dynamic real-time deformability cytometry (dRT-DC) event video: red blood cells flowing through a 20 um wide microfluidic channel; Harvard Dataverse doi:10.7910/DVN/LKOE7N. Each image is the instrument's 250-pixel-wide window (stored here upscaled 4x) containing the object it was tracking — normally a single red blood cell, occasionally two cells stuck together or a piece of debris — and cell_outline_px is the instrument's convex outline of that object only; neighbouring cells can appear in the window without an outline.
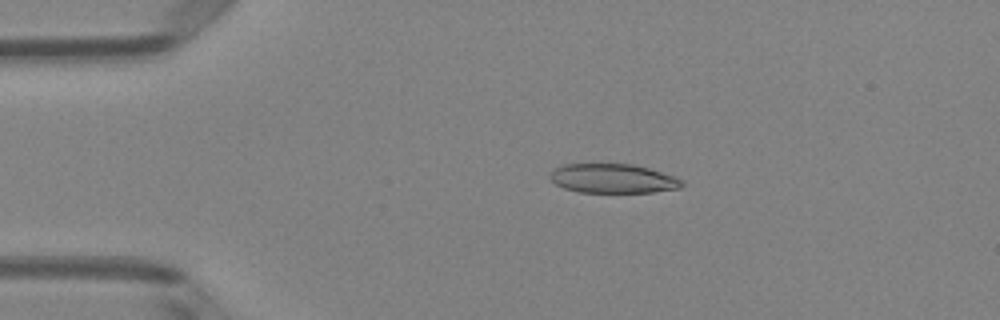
{"species": "Egyptian fruit bat (a non-hibernating species)", "species_latin": "Rousettus aegyptiacus", "temperature_condition": "room temperature", "stored_images_in_passage": 4, "camera_frame_rate_fps": 3000, "um_per_image_px": 0.085, "animal": {"sex": "female"}, "frame": {"image": 1, "passage_image": 3, "time_ms": 0.667, "image_size_px": [1000, 320], "cell_outline_px": [[684, 184], [680, 188], [652, 192], [580, 192], [564, 188], [556, 184], [548, 176], [556, 168], [564, 164], [632, 164], [648, 168], [672, 176], [680, 180]], "centroid_in_image_um": [52.07, 15.17], "position_along_channel_um": 32.9, "area_um2": 22.14}}